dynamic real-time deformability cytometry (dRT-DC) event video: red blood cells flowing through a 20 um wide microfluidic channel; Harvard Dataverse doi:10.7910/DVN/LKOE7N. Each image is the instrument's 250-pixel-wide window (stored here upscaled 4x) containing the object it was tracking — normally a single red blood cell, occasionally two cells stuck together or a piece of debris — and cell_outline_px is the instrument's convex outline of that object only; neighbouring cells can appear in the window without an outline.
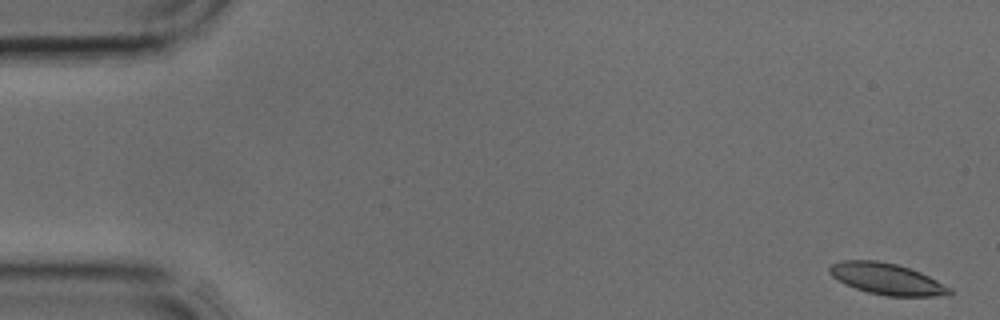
{"species": "common noctule bat (a hibernating species)", "species_latin": "Nyctalus noctula", "temperature_condition": "cold", "stored_images_in_passage": 3, "camera_frame_rate_fps": 3000, "um_per_image_px": 0.085, "animal": {"sex": "male", "body_mass_g": 17.9, "forearm_length_mm": 54.2}, "frame": {"image": 1, "passage_image": 1, "time_ms": 0.0, "image_size_px": [1000, 320], "cell_outline_px": [[952, 292], [932, 296], [888, 296], [868, 292], [844, 284], [832, 276], [828, 272], [828, 268], [832, 264], [844, 260], [876, 260], [896, 264], [920, 272], [952, 288]], "centroid_in_image_um": [75.33, 23.7], "position_along_channel_um": 9.7, "area_um2": 21.62}}